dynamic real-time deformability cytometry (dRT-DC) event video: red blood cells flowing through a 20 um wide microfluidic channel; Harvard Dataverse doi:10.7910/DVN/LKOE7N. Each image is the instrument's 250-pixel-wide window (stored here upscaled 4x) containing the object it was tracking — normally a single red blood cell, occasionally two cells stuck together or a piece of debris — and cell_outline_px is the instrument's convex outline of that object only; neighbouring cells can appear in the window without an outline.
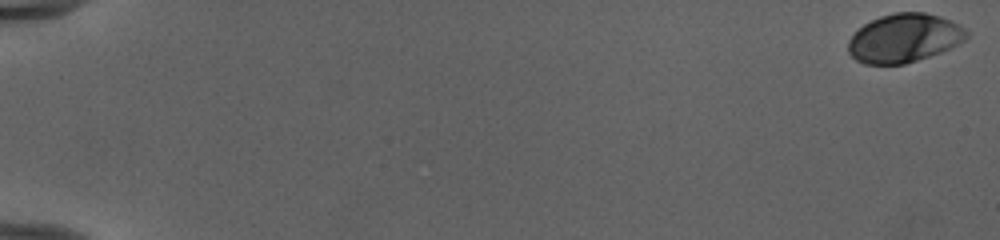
{"species": "human", "species_latin": "Homo sapiens", "temperature_condition": "cold", "stored_images_in_passage": 54, "camera_frame_rate_fps": 3000, "um_per_image_px": 0.085, "donor": {"sex": "female"}, "frame": {"image": 1, "passage_image": 1, "time_ms": 0.0, "image_size_px": [1000, 240], "cell_outline_px": [[968, 36], [964, 40], [940, 52], [904, 64], [864, 64], [856, 60], [848, 52], [848, 40], [864, 24], [880, 16], [896, 12], [924, 12], [940, 16], [964, 28], [968, 32]], "centroid_in_image_um": [76.82, 3.24], "position_along_channel_um": 8.2, "area_um2": 33.12}}
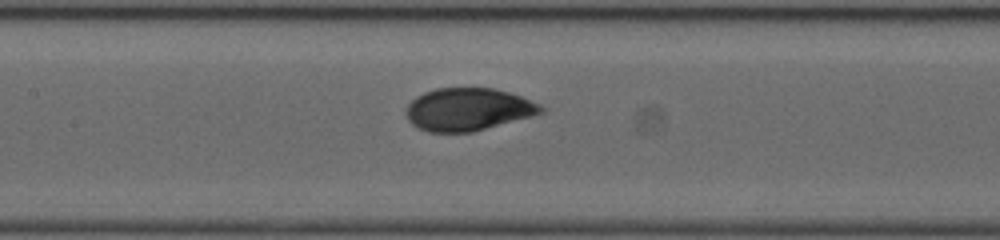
{"frame": {"image": 2, "passage_image": 28, "time_ms": 9.0, "image_size_px": [1000, 240], "cell_outline_px": [[544, 112], [532, 116], [472, 132], [428, 132], [412, 124], [408, 120], [408, 104], [416, 96], [424, 92], [436, 88], [492, 88], [508, 92], [520, 96], [540, 104], [544, 108]], "centroid_in_image_um": [39.8, 9.29], "position_along_channel_um": 167.6, "area_um2": 33.23}}
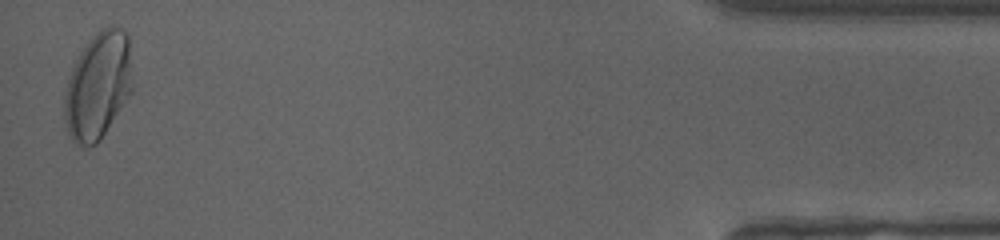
{"frame": {"image": 3, "passage_image": 53, "time_ms": 17.333, "image_size_px": [1000, 240], "cell_outline_px": [[132, 92], [100, 140], [96, 144], [88, 148], [84, 148], [76, 144], [68, 136], [64, 120], [64, 96], [68, 80], [72, 68], [80, 52], [88, 40], [96, 32], [112, 24], [128, 32], [132, 88]], "centroid_in_image_um": [8.32, 7.31], "position_along_channel_um": 426.9, "area_um2": 42.77}, "authors_computed_cell_mechanics": {"area_um2": 33.4951, "velocity_mm_per_s": 3.9797, "shape_relaxation_time_tau1_ms": 2.6251, "shape_relaxation_time_tau2_ms": null, "deformation_change_tau1": 0.1509, "deformation_change_tau2": null}}